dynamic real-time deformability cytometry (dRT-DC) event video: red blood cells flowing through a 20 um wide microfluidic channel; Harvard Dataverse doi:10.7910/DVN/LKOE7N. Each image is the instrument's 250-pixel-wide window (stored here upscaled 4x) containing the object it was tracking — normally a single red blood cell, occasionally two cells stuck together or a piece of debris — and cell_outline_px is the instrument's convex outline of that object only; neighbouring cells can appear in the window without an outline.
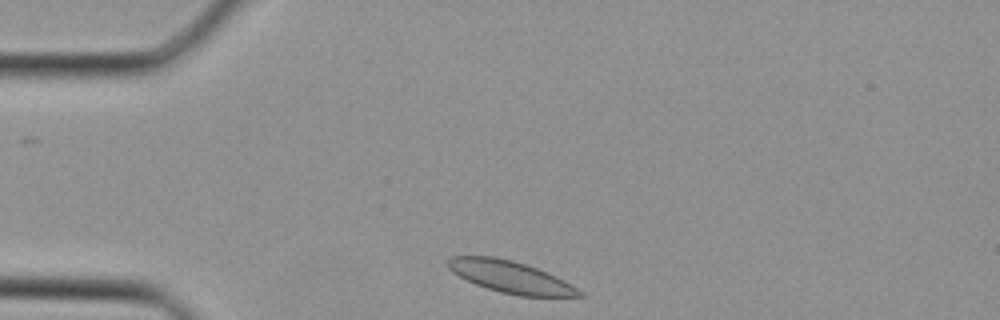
{"species": "Egyptian fruit bat (a non-hibernating species)", "species_latin": "Rousettus aegyptiacus", "temperature_condition": "cold", "stored_images_in_passage": 29, "camera_frame_rate_fps": 3000, "um_per_image_px": 0.085, "animal": {"sex": "female"}, "frame": {"image": 1, "passage_image": 1, "time_ms": 0.0, "image_size_px": [1000, 320], "cell_outline_px": [[584, 296], [520, 296], [500, 292], [476, 284], [452, 272], [448, 268], [448, 260], [452, 256], [492, 256], [512, 260], [548, 272], [564, 280], [584, 292]], "centroid_in_image_um": [43.42, 23.54], "position_along_channel_um": 41.6, "area_um2": 24.16}}
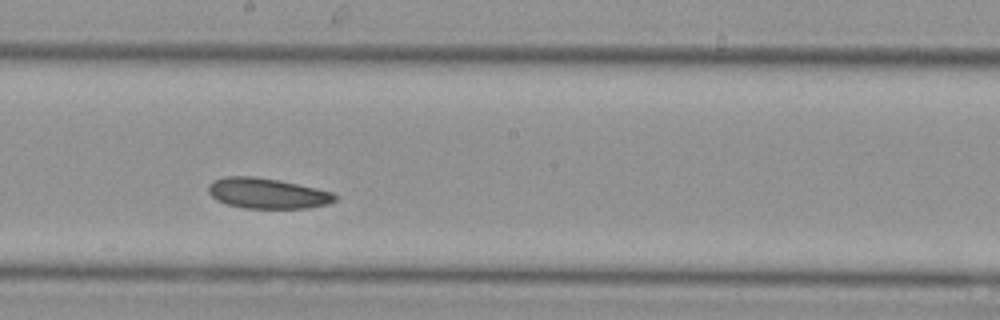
{"frame": {"image": 2, "passage_image": 13, "time_ms": 4.0, "image_size_px": [1000, 320], "cell_outline_px": [[336, 200], [328, 204], [308, 208], [244, 208], [228, 204], [216, 200], [208, 192], [208, 184], [212, 180], [224, 176], [256, 176], [316, 188], [332, 192], [336, 196]], "centroid_in_image_um": [22.68, 16.43], "position_along_channel_um": 225.5, "area_um2": 22.43}}
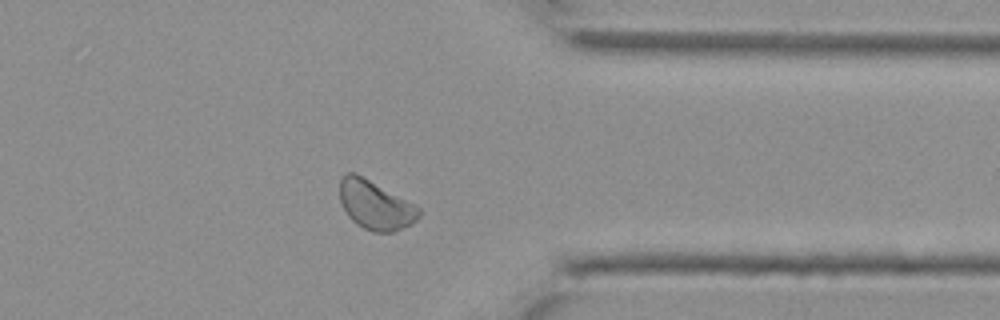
{"frame": {"image": 3, "passage_image": 22, "time_ms": 7.0, "image_size_px": [1000, 320], "cell_outline_px": [[420, 216], [412, 224], [392, 232], [372, 232], [356, 224], [348, 216], [340, 200], [340, 176], [348, 172], [356, 172], [416, 204], [420, 208]], "centroid_in_image_um": [31.91, 17.41], "position_along_channel_um": 379.5, "area_um2": 22.83}}